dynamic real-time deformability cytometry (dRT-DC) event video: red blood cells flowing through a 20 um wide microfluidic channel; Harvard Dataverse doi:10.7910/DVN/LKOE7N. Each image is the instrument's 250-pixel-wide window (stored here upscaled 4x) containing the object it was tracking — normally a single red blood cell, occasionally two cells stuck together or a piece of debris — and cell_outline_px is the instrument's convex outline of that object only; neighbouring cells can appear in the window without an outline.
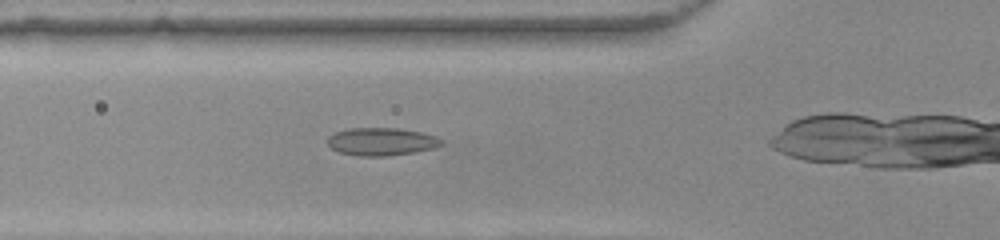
{"species": "common noctule bat (a hibernating species)", "species_latin": "Nyctalus noctula", "temperature_condition": "warm", "stored_images_in_passage": 33, "camera_frame_rate_fps": 3000, "um_per_image_px": 0.085, "animal": {"sex": "female", "body_mass_g": 22.0, "forearm_length_mm": 56.7}, "frame": {"image": 1, "passage_image": 11, "time_ms": 3.333, "image_size_px": [1000, 240], "cell_outline_px": [[444, 144], [432, 148], [412, 152], [388, 156], [360, 156], [340, 152], [332, 148], [328, 144], [328, 136], [336, 132], [348, 128], [400, 128], [420, 132], [436, 136], [444, 140]], "centroid_in_image_um": [32.44, 12.03], "position_along_channel_um": 93.4, "area_um2": 18.38}}
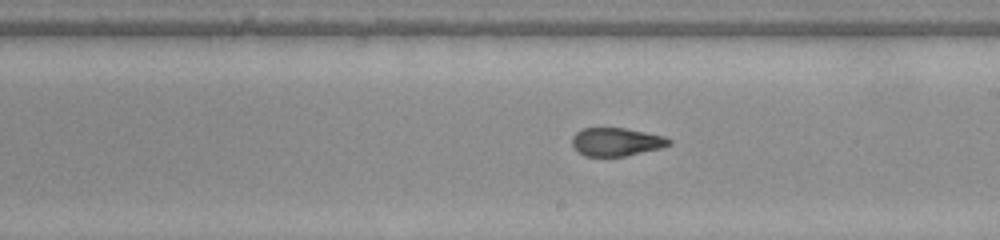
{"frame": {"image": 2, "passage_image": 22, "time_ms": 7.0, "image_size_px": [1000, 240], "cell_outline_px": [[672, 144], [660, 148], [624, 156], [584, 156], [572, 144], [572, 136], [576, 132], [584, 128], [624, 128], [664, 136], [672, 140]], "centroid_in_image_um": [52.4, 12.05], "position_along_channel_um": 236.6, "area_um2": 15.78}}
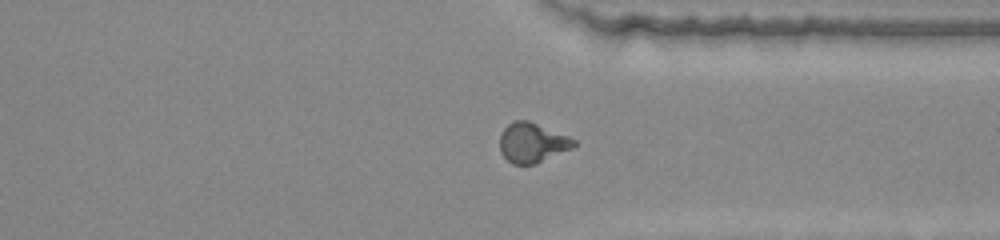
{"frame": {"image": 3, "passage_image": 32, "time_ms": 10.333, "image_size_px": [1000, 240], "cell_outline_px": [[576, 144], [572, 148], [536, 164], [512, 164], [500, 152], [500, 132], [508, 124], [516, 120], [528, 120], [568, 136], [576, 140]], "centroid_in_image_um": [45.22, 12.13], "position_along_channel_um": 366.2, "area_um2": 17.11}}